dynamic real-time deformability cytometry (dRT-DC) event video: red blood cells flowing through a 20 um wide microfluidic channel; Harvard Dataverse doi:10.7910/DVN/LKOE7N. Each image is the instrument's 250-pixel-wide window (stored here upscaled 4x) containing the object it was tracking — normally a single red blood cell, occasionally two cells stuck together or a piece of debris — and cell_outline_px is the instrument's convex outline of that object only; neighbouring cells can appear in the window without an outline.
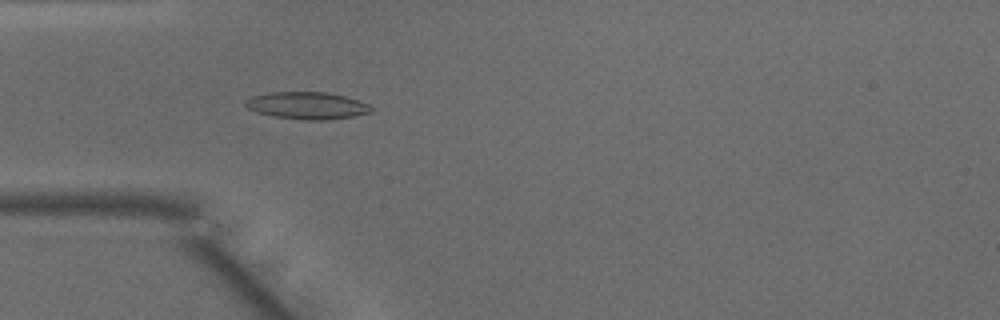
{"species": "common noctule bat (a hibernating species)", "species_latin": "Nyctalus noctula", "temperature_condition": "warm", "stored_images_in_passage": 36, "camera_frame_rate_fps": 3000, "um_per_image_px": 0.085, "animal": {"sex": "male", "body_mass_g": 15.6}, "frame": {"image": 1, "passage_image": 7, "time_ms": 2.0, "image_size_px": [1000, 320], "cell_outline_px": [[372, 112], [352, 116], [324, 120], [304, 120], [272, 116], [256, 112], [248, 108], [244, 104], [244, 100], [252, 96], [268, 92], [328, 92], [344, 96], [368, 104], [372, 108]], "centroid_in_image_um": [26.05, 8.97], "position_along_channel_um": 58.9, "area_um2": 19.88}}
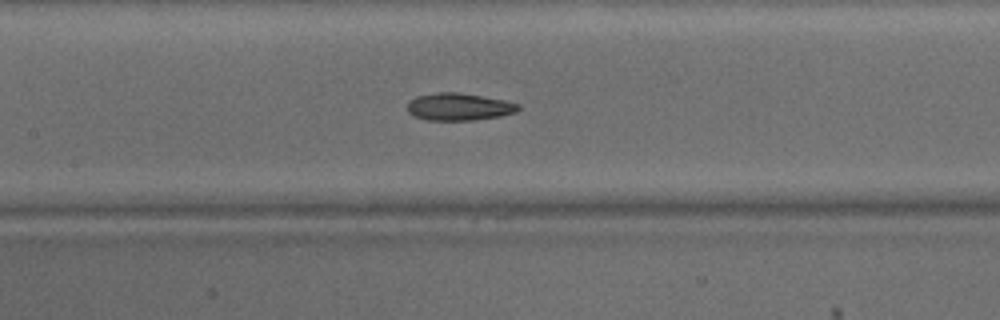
{"frame": {"image": 2, "passage_image": 15, "time_ms": 4.667, "image_size_px": [1000, 320], "cell_outline_px": [[520, 108], [516, 112], [500, 116], [476, 120], [424, 120], [412, 116], [408, 112], [408, 100], [416, 96], [436, 92], [460, 92], [504, 100], [520, 104]], "centroid_in_image_um": [38.98, 9.07], "position_along_channel_um": 168.4, "area_um2": 17.92}}
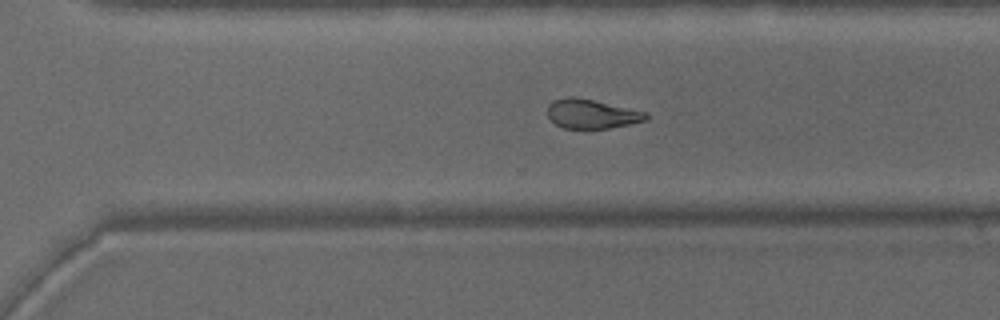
{"frame": {"image": 3, "passage_image": 26, "time_ms": 8.333, "image_size_px": [1000, 320], "cell_outline_px": [[648, 116], [644, 120], [628, 124], [608, 128], [564, 128], [556, 124], [548, 116], [548, 104], [552, 100], [572, 96], [592, 100], [648, 112]], "centroid_in_image_um": [50.26, 9.67], "position_along_channel_um": 320.3, "area_um2": 16.47}, "authors_computed_cell_mechanics": {"area_um2": 18.1781, "velocity_mm_per_s": 4.1544, "shape_relaxation_time_tau1_ms": 7.4816, "shape_relaxation_time_tau2_ms": 3.3958, "deformation_change_tau1": 0.2019, "deformation_change_tau2": 0.1149}}